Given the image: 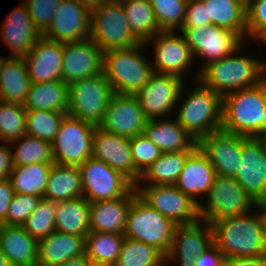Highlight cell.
<instances>
[{
  "label": "cell",
  "mask_w": 266,
  "mask_h": 266,
  "mask_svg": "<svg viewBox=\"0 0 266 266\" xmlns=\"http://www.w3.org/2000/svg\"><path fill=\"white\" fill-rule=\"evenodd\" d=\"M213 243L228 258L266 256L264 221L255 211L211 223Z\"/></svg>",
  "instance_id": "cell-1"
},
{
  "label": "cell",
  "mask_w": 266,
  "mask_h": 266,
  "mask_svg": "<svg viewBox=\"0 0 266 266\" xmlns=\"http://www.w3.org/2000/svg\"><path fill=\"white\" fill-rule=\"evenodd\" d=\"M222 130L245 137L266 133V78L222 96Z\"/></svg>",
  "instance_id": "cell-2"
},
{
  "label": "cell",
  "mask_w": 266,
  "mask_h": 266,
  "mask_svg": "<svg viewBox=\"0 0 266 266\" xmlns=\"http://www.w3.org/2000/svg\"><path fill=\"white\" fill-rule=\"evenodd\" d=\"M243 46L233 54L206 65L199 72L198 80L221 96L262 82L266 78V61L242 55L239 50Z\"/></svg>",
  "instance_id": "cell-3"
},
{
  "label": "cell",
  "mask_w": 266,
  "mask_h": 266,
  "mask_svg": "<svg viewBox=\"0 0 266 266\" xmlns=\"http://www.w3.org/2000/svg\"><path fill=\"white\" fill-rule=\"evenodd\" d=\"M196 83L184 98L185 89L182 88L178 100L181 104L177 103L180 106L176 107L175 119L198 142L209 133L221 129L222 96L205 87L199 80Z\"/></svg>",
  "instance_id": "cell-4"
},
{
  "label": "cell",
  "mask_w": 266,
  "mask_h": 266,
  "mask_svg": "<svg viewBox=\"0 0 266 266\" xmlns=\"http://www.w3.org/2000/svg\"><path fill=\"white\" fill-rule=\"evenodd\" d=\"M147 47L140 43L128 49L112 50L103 55V73L114 93L135 95L154 73L143 55Z\"/></svg>",
  "instance_id": "cell-5"
},
{
  "label": "cell",
  "mask_w": 266,
  "mask_h": 266,
  "mask_svg": "<svg viewBox=\"0 0 266 266\" xmlns=\"http://www.w3.org/2000/svg\"><path fill=\"white\" fill-rule=\"evenodd\" d=\"M176 227L172 220L153 209L136 194L130 206L124 236L154 246L166 256L171 249Z\"/></svg>",
  "instance_id": "cell-6"
},
{
  "label": "cell",
  "mask_w": 266,
  "mask_h": 266,
  "mask_svg": "<svg viewBox=\"0 0 266 266\" xmlns=\"http://www.w3.org/2000/svg\"><path fill=\"white\" fill-rule=\"evenodd\" d=\"M90 39L104 53L141 43L129 28L120 0H106L91 10Z\"/></svg>",
  "instance_id": "cell-7"
},
{
  "label": "cell",
  "mask_w": 266,
  "mask_h": 266,
  "mask_svg": "<svg viewBox=\"0 0 266 266\" xmlns=\"http://www.w3.org/2000/svg\"><path fill=\"white\" fill-rule=\"evenodd\" d=\"M205 196L206 201L198 203V212L200 220L209 224L222 218L244 215L257 208L236 178L216 175Z\"/></svg>",
  "instance_id": "cell-8"
},
{
  "label": "cell",
  "mask_w": 266,
  "mask_h": 266,
  "mask_svg": "<svg viewBox=\"0 0 266 266\" xmlns=\"http://www.w3.org/2000/svg\"><path fill=\"white\" fill-rule=\"evenodd\" d=\"M113 94L103 72L74 81L69 84L67 115L99 126Z\"/></svg>",
  "instance_id": "cell-9"
},
{
  "label": "cell",
  "mask_w": 266,
  "mask_h": 266,
  "mask_svg": "<svg viewBox=\"0 0 266 266\" xmlns=\"http://www.w3.org/2000/svg\"><path fill=\"white\" fill-rule=\"evenodd\" d=\"M180 34L185 38L193 58L203 59V63H200L202 67L193 76L196 80L206 65L233 54L247 42L238 33L210 23L197 27H181Z\"/></svg>",
  "instance_id": "cell-10"
},
{
  "label": "cell",
  "mask_w": 266,
  "mask_h": 266,
  "mask_svg": "<svg viewBox=\"0 0 266 266\" xmlns=\"http://www.w3.org/2000/svg\"><path fill=\"white\" fill-rule=\"evenodd\" d=\"M95 127L67 115L52 142L54 164L79 167L90 158Z\"/></svg>",
  "instance_id": "cell-11"
},
{
  "label": "cell",
  "mask_w": 266,
  "mask_h": 266,
  "mask_svg": "<svg viewBox=\"0 0 266 266\" xmlns=\"http://www.w3.org/2000/svg\"><path fill=\"white\" fill-rule=\"evenodd\" d=\"M79 169L83 197L90 203L122 197L135 187L121 172L93 157L88 158Z\"/></svg>",
  "instance_id": "cell-12"
},
{
  "label": "cell",
  "mask_w": 266,
  "mask_h": 266,
  "mask_svg": "<svg viewBox=\"0 0 266 266\" xmlns=\"http://www.w3.org/2000/svg\"><path fill=\"white\" fill-rule=\"evenodd\" d=\"M143 185L135 186L137 194L177 226L191 225L200 221L197 202L182 193L175 185H145L144 183Z\"/></svg>",
  "instance_id": "cell-13"
},
{
  "label": "cell",
  "mask_w": 266,
  "mask_h": 266,
  "mask_svg": "<svg viewBox=\"0 0 266 266\" xmlns=\"http://www.w3.org/2000/svg\"><path fill=\"white\" fill-rule=\"evenodd\" d=\"M184 84L178 76L154 72L135 96L148 119L164 118L176 109Z\"/></svg>",
  "instance_id": "cell-14"
},
{
  "label": "cell",
  "mask_w": 266,
  "mask_h": 266,
  "mask_svg": "<svg viewBox=\"0 0 266 266\" xmlns=\"http://www.w3.org/2000/svg\"><path fill=\"white\" fill-rule=\"evenodd\" d=\"M235 178L256 204L266 201V150L260 137L242 136Z\"/></svg>",
  "instance_id": "cell-15"
},
{
  "label": "cell",
  "mask_w": 266,
  "mask_h": 266,
  "mask_svg": "<svg viewBox=\"0 0 266 266\" xmlns=\"http://www.w3.org/2000/svg\"><path fill=\"white\" fill-rule=\"evenodd\" d=\"M91 10L77 0H60L45 38L61 43L90 39Z\"/></svg>",
  "instance_id": "cell-16"
},
{
  "label": "cell",
  "mask_w": 266,
  "mask_h": 266,
  "mask_svg": "<svg viewBox=\"0 0 266 266\" xmlns=\"http://www.w3.org/2000/svg\"><path fill=\"white\" fill-rule=\"evenodd\" d=\"M151 43L154 45L153 71L184 79L183 74L187 73L194 58L183 35L175 31H160L144 44L150 46Z\"/></svg>",
  "instance_id": "cell-17"
},
{
  "label": "cell",
  "mask_w": 266,
  "mask_h": 266,
  "mask_svg": "<svg viewBox=\"0 0 266 266\" xmlns=\"http://www.w3.org/2000/svg\"><path fill=\"white\" fill-rule=\"evenodd\" d=\"M91 157L104 161L114 170L121 172L135 186L139 183L141 174L133 163L130 138L118 136L96 126L92 138Z\"/></svg>",
  "instance_id": "cell-18"
},
{
  "label": "cell",
  "mask_w": 266,
  "mask_h": 266,
  "mask_svg": "<svg viewBox=\"0 0 266 266\" xmlns=\"http://www.w3.org/2000/svg\"><path fill=\"white\" fill-rule=\"evenodd\" d=\"M147 121L135 95L114 93L99 126L118 136L133 138L143 134Z\"/></svg>",
  "instance_id": "cell-19"
},
{
  "label": "cell",
  "mask_w": 266,
  "mask_h": 266,
  "mask_svg": "<svg viewBox=\"0 0 266 266\" xmlns=\"http://www.w3.org/2000/svg\"><path fill=\"white\" fill-rule=\"evenodd\" d=\"M197 146L208 158L216 175L235 178L241 159L242 135L220 129L202 137Z\"/></svg>",
  "instance_id": "cell-20"
},
{
  "label": "cell",
  "mask_w": 266,
  "mask_h": 266,
  "mask_svg": "<svg viewBox=\"0 0 266 266\" xmlns=\"http://www.w3.org/2000/svg\"><path fill=\"white\" fill-rule=\"evenodd\" d=\"M213 244L211 224L199 221L191 225L177 226L165 264L176 260L179 266H195L197 257L202 255ZM172 261V262H170Z\"/></svg>",
  "instance_id": "cell-21"
},
{
  "label": "cell",
  "mask_w": 266,
  "mask_h": 266,
  "mask_svg": "<svg viewBox=\"0 0 266 266\" xmlns=\"http://www.w3.org/2000/svg\"><path fill=\"white\" fill-rule=\"evenodd\" d=\"M104 52L91 40L63 43L62 81L71 84L103 72Z\"/></svg>",
  "instance_id": "cell-22"
},
{
  "label": "cell",
  "mask_w": 266,
  "mask_h": 266,
  "mask_svg": "<svg viewBox=\"0 0 266 266\" xmlns=\"http://www.w3.org/2000/svg\"><path fill=\"white\" fill-rule=\"evenodd\" d=\"M31 82L62 80L63 43L40 36L23 57Z\"/></svg>",
  "instance_id": "cell-23"
},
{
  "label": "cell",
  "mask_w": 266,
  "mask_h": 266,
  "mask_svg": "<svg viewBox=\"0 0 266 266\" xmlns=\"http://www.w3.org/2000/svg\"><path fill=\"white\" fill-rule=\"evenodd\" d=\"M40 36L23 2L7 15L0 26V38L11 51L8 57L23 58Z\"/></svg>",
  "instance_id": "cell-24"
},
{
  "label": "cell",
  "mask_w": 266,
  "mask_h": 266,
  "mask_svg": "<svg viewBox=\"0 0 266 266\" xmlns=\"http://www.w3.org/2000/svg\"><path fill=\"white\" fill-rule=\"evenodd\" d=\"M137 194L134 187L128 194L104 201L90 203L89 227L91 232L123 234L133 197Z\"/></svg>",
  "instance_id": "cell-25"
},
{
  "label": "cell",
  "mask_w": 266,
  "mask_h": 266,
  "mask_svg": "<svg viewBox=\"0 0 266 266\" xmlns=\"http://www.w3.org/2000/svg\"><path fill=\"white\" fill-rule=\"evenodd\" d=\"M216 172L206 155L197 147L188 157L174 184L182 193L200 203L214 183ZM201 196V200L198 198ZM197 197V198H196Z\"/></svg>",
  "instance_id": "cell-26"
},
{
  "label": "cell",
  "mask_w": 266,
  "mask_h": 266,
  "mask_svg": "<svg viewBox=\"0 0 266 266\" xmlns=\"http://www.w3.org/2000/svg\"><path fill=\"white\" fill-rule=\"evenodd\" d=\"M143 134L157 145L162 153L194 151L198 147L197 141L175 118L148 119Z\"/></svg>",
  "instance_id": "cell-27"
},
{
  "label": "cell",
  "mask_w": 266,
  "mask_h": 266,
  "mask_svg": "<svg viewBox=\"0 0 266 266\" xmlns=\"http://www.w3.org/2000/svg\"><path fill=\"white\" fill-rule=\"evenodd\" d=\"M86 239L58 231L38 241L37 266H59L66 261L85 255Z\"/></svg>",
  "instance_id": "cell-28"
},
{
  "label": "cell",
  "mask_w": 266,
  "mask_h": 266,
  "mask_svg": "<svg viewBox=\"0 0 266 266\" xmlns=\"http://www.w3.org/2000/svg\"><path fill=\"white\" fill-rule=\"evenodd\" d=\"M0 249L10 266H37L38 241L22 226L2 225Z\"/></svg>",
  "instance_id": "cell-29"
},
{
  "label": "cell",
  "mask_w": 266,
  "mask_h": 266,
  "mask_svg": "<svg viewBox=\"0 0 266 266\" xmlns=\"http://www.w3.org/2000/svg\"><path fill=\"white\" fill-rule=\"evenodd\" d=\"M207 13V24L238 33L247 40V8L242 0H201Z\"/></svg>",
  "instance_id": "cell-30"
},
{
  "label": "cell",
  "mask_w": 266,
  "mask_h": 266,
  "mask_svg": "<svg viewBox=\"0 0 266 266\" xmlns=\"http://www.w3.org/2000/svg\"><path fill=\"white\" fill-rule=\"evenodd\" d=\"M89 216L90 202L84 197L55 202V231L86 239L91 232Z\"/></svg>",
  "instance_id": "cell-31"
},
{
  "label": "cell",
  "mask_w": 266,
  "mask_h": 266,
  "mask_svg": "<svg viewBox=\"0 0 266 266\" xmlns=\"http://www.w3.org/2000/svg\"><path fill=\"white\" fill-rule=\"evenodd\" d=\"M31 79L23 58L7 57L0 73V100L24 104Z\"/></svg>",
  "instance_id": "cell-32"
},
{
  "label": "cell",
  "mask_w": 266,
  "mask_h": 266,
  "mask_svg": "<svg viewBox=\"0 0 266 266\" xmlns=\"http://www.w3.org/2000/svg\"><path fill=\"white\" fill-rule=\"evenodd\" d=\"M68 102L69 85L62 80L32 82L23 106L25 110H46L67 114Z\"/></svg>",
  "instance_id": "cell-33"
},
{
  "label": "cell",
  "mask_w": 266,
  "mask_h": 266,
  "mask_svg": "<svg viewBox=\"0 0 266 266\" xmlns=\"http://www.w3.org/2000/svg\"><path fill=\"white\" fill-rule=\"evenodd\" d=\"M83 197L81 171L78 166L53 164L43 199L62 202Z\"/></svg>",
  "instance_id": "cell-34"
},
{
  "label": "cell",
  "mask_w": 266,
  "mask_h": 266,
  "mask_svg": "<svg viewBox=\"0 0 266 266\" xmlns=\"http://www.w3.org/2000/svg\"><path fill=\"white\" fill-rule=\"evenodd\" d=\"M132 34L145 43L161 31L148 0H120Z\"/></svg>",
  "instance_id": "cell-35"
},
{
  "label": "cell",
  "mask_w": 266,
  "mask_h": 266,
  "mask_svg": "<svg viewBox=\"0 0 266 266\" xmlns=\"http://www.w3.org/2000/svg\"><path fill=\"white\" fill-rule=\"evenodd\" d=\"M192 152L179 151L162 153L141 175L138 184L147 182L146 185H174L184 168L187 157Z\"/></svg>",
  "instance_id": "cell-36"
},
{
  "label": "cell",
  "mask_w": 266,
  "mask_h": 266,
  "mask_svg": "<svg viewBox=\"0 0 266 266\" xmlns=\"http://www.w3.org/2000/svg\"><path fill=\"white\" fill-rule=\"evenodd\" d=\"M52 165L37 163L13 166L9 179L11 180L14 193L44 197Z\"/></svg>",
  "instance_id": "cell-37"
},
{
  "label": "cell",
  "mask_w": 266,
  "mask_h": 266,
  "mask_svg": "<svg viewBox=\"0 0 266 266\" xmlns=\"http://www.w3.org/2000/svg\"><path fill=\"white\" fill-rule=\"evenodd\" d=\"M124 240L123 234L90 232L86 236V257L91 263L114 266Z\"/></svg>",
  "instance_id": "cell-38"
},
{
  "label": "cell",
  "mask_w": 266,
  "mask_h": 266,
  "mask_svg": "<svg viewBox=\"0 0 266 266\" xmlns=\"http://www.w3.org/2000/svg\"><path fill=\"white\" fill-rule=\"evenodd\" d=\"M9 144L13 166L37 163L54 164L52 143L48 141L26 134L20 139L11 141ZM13 146L14 148L16 146V150H13Z\"/></svg>",
  "instance_id": "cell-39"
},
{
  "label": "cell",
  "mask_w": 266,
  "mask_h": 266,
  "mask_svg": "<svg viewBox=\"0 0 266 266\" xmlns=\"http://www.w3.org/2000/svg\"><path fill=\"white\" fill-rule=\"evenodd\" d=\"M165 256L154 246L125 238L114 266H163Z\"/></svg>",
  "instance_id": "cell-40"
},
{
  "label": "cell",
  "mask_w": 266,
  "mask_h": 266,
  "mask_svg": "<svg viewBox=\"0 0 266 266\" xmlns=\"http://www.w3.org/2000/svg\"><path fill=\"white\" fill-rule=\"evenodd\" d=\"M65 113L46 110H26V134L53 142Z\"/></svg>",
  "instance_id": "cell-41"
},
{
  "label": "cell",
  "mask_w": 266,
  "mask_h": 266,
  "mask_svg": "<svg viewBox=\"0 0 266 266\" xmlns=\"http://www.w3.org/2000/svg\"><path fill=\"white\" fill-rule=\"evenodd\" d=\"M26 135V110L22 104L0 101V141L10 143Z\"/></svg>",
  "instance_id": "cell-42"
},
{
  "label": "cell",
  "mask_w": 266,
  "mask_h": 266,
  "mask_svg": "<svg viewBox=\"0 0 266 266\" xmlns=\"http://www.w3.org/2000/svg\"><path fill=\"white\" fill-rule=\"evenodd\" d=\"M161 31H180L188 0H148Z\"/></svg>",
  "instance_id": "cell-43"
},
{
  "label": "cell",
  "mask_w": 266,
  "mask_h": 266,
  "mask_svg": "<svg viewBox=\"0 0 266 266\" xmlns=\"http://www.w3.org/2000/svg\"><path fill=\"white\" fill-rule=\"evenodd\" d=\"M22 227L39 241L55 231V202L42 199L37 208L27 217Z\"/></svg>",
  "instance_id": "cell-44"
},
{
  "label": "cell",
  "mask_w": 266,
  "mask_h": 266,
  "mask_svg": "<svg viewBox=\"0 0 266 266\" xmlns=\"http://www.w3.org/2000/svg\"><path fill=\"white\" fill-rule=\"evenodd\" d=\"M130 148L135 169L141 175L162 155L160 148L144 134L130 138Z\"/></svg>",
  "instance_id": "cell-45"
},
{
  "label": "cell",
  "mask_w": 266,
  "mask_h": 266,
  "mask_svg": "<svg viewBox=\"0 0 266 266\" xmlns=\"http://www.w3.org/2000/svg\"><path fill=\"white\" fill-rule=\"evenodd\" d=\"M42 199L43 197L39 196L14 193L8 207L7 217L2 221L3 224L22 226Z\"/></svg>",
  "instance_id": "cell-46"
},
{
  "label": "cell",
  "mask_w": 266,
  "mask_h": 266,
  "mask_svg": "<svg viewBox=\"0 0 266 266\" xmlns=\"http://www.w3.org/2000/svg\"><path fill=\"white\" fill-rule=\"evenodd\" d=\"M23 2L28 8L34 26L42 35L49 28L60 0H25Z\"/></svg>",
  "instance_id": "cell-47"
},
{
  "label": "cell",
  "mask_w": 266,
  "mask_h": 266,
  "mask_svg": "<svg viewBox=\"0 0 266 266\" xmlns=\"http://www.w3.org/2000/svg\"><path fill=\"white\" fill-rule=\"evenodd\" d=\"M247 37L258 42L266 38V0L247 7Z\"/></svg>",
  "instance_id": "cell-48"
},
{
  "label": "cell",
  "mask_w": 266,
  "mask_h": 266,
  "mask_svg": "<svg viewBox=\"0 0 266 266\" xmlns=\"http://www.w3.org/2000/svg\"><path fill=\"white\" fill-rule=\"evenodd\" d=\"M207 24V13L201 0H188L182 27H197Z\"/></svg>",
  "instance_id": "cell-49"
},
{
  "label": "cell",
  "mask_w": 266,
  "mask_h": 266,
  "mask_svg": "<svg viewBox=\"0 0 266 266\" xmlns=\"http://www.w3.org/2000/svg\"><path fill=\"white\" fill-rule=\"evenodd\" d=\"M225 259L224 255L213 243L202 255L197 257L195 266H224Z\"/></svg>",
  "instance_id": "cell-50"
},
{
  "label": "cell",
  "mask_w": 266,
  "mask_h": 266,
  "mask_svg": "<svg viewBox=\"0 0 266 266\" xmlns=\"http://www.w3.org/2000/svg\"><path fill=\"white\" fill-rule=\"evenodd\" d=\"M14 195L13 186L9 178L0 180V220L7 217L8 207Z\"/></svg>",
  "instance_id": "cell-51"
},
{
  "label": "cell",
  "mask_w": 266,
  "mask_h": 266,
  "mask_svg": "<svg viewBox=\"0 0 266 266\" xmlns=\"http://www.w3.org/2000/svg\"><path fill=\"white\" fill-rule=\"evenodd\" d=\"M13 168L12 153L9 143L0 145V180L10 178Z\"/></svg>",
  "instance_id": "cell-52"
},
{
  "label": "cell",
  "mask_w": 266,
  "mask_h": 266,
  "mask_svg": "<svg viewBox=\"0 0 266 266\" xmlns=\"http://www.w3.org/2000/svg\"><path fill=\"white\" fill-rule=\"evenodd\" d=\"M224 266H266V256L228 258Z\"/></svg>",
  "instance_id": "cell-53"
},
{
  "label": "cell",
  "mask_w": 266,
  "mask_h": 266,
  "mask_svg": "<svg viewBox=\"0 0 266 266\" xmlns=\"http://www.w3.org/2000/svg\"><path fill=\"white\" fill-rule=\"evenodd\" d=\"M90 263V260L86 257L85 254L80 257L70 259L59 266H89Z\"/></svg>",
  "instance_id": "cell-54"
},
{
  "label": "cell",
  "mask_w": 266,
  "mask_h": 266,
  "mask_svg": "<svg viewBox=\"0 0 266 266\" xmlns=\"http://www.w3.org/2000/svg\"><path fill=\"white\" fill-rule=\"evenodd\" d=\"M82 5L88 7L90 10L101 6L106 0H77Z\"/></svg>",
  "instance_id": "cell-55"
},
{
  "label": "cell",
  "mask_w": 266,
  "mask_h": 266,
  "mask_svg": "<svg viewBox=\"0 0 266 266\" xmlns=\"http://www.w3.org/2000/svg\"><path fill=\"white\" fill-rule=\"evenodd\" d=\"M258 208L260 209L263 221H264V227H265V238H266V201L262 202L260 204H257Z\"/></svg>",
  "instance_id": "cell-56"
},
{
  "label": "cell",
  "mask_w": 266,
  "mask_h": 266,
  "mask_svg": "<svg viewBox=\"0 0 266 266\" xmlns=\"http://www.w3.org/2000/svg\"><path fill=\"white\" fill-rule=\"evenodd\" d=\"M0 266H9L6 256L3 254L1 249H0Z\"/></svg>",
  "instance_id": "cell-57"
},
{
  "label": "cell",
  "mask_w": 266,
  "mask_h": 266,
  "mask_svg": "<svg viewBox=\"0 0 266 266\" xmlns=\"http://www.w3.org/2000/svg\"><path fill=\"white\" fill-rule=\"evenodd\" d=\"M257 1H260V0H242V2L244 3L245 7L247 8L249 5L257 2Z\"/></svg>",
  "instance_id": "cell-58"
},
{
  "label": "cell",
  "mask_w": 266,
  "mask_h": 266,
  "mask_svg": "<svg viewBox=\"0 0 266 266\" xmlns=\"http://www.w3.org/2000/svg\"><path fill=\"white\" fill-rule=\"evenodd\" d=\"M260 138H261L262 143H263V145H264V147H265V150H266V133L263 134L262 136H260Z\"/></svg>",
  "instance_id": "cell-59"
},
{
  "label": "cell",
  "mask_w": 266,
  "mask_h": 266,
  "mask_svg": "<svg viewBox=\"0 0 266 266\" xmlns=\"http://www.w3.org/2000/svg\"><path fill=\"white\" fill-rule=\"evenodd\" d=\"M6 59V57H1L0 56V73H1V68H2V66H3V62H4V60Z\"/></svg>",
  "instance_id": "cell-60"
},
{
  "label": "cell",
  "mask_w": 266,
  "mask_h": 266,
  "mask_svg": "<svg viewBox=\"0 0 266 266\" xmlns=\"http://www.w3.org/2000/svg\"><path fill=\"white\" fill-rule=\"evenodd\" d=\"M89 266H111V265L90 263Z\"/></svg>",
  "instance_id": "cell-61"
},
{
  "label": "cell",
  "mask_w": 266,
  "mask_h": 266,
  "mask_svg": "<svg viewBox=\"0 0 266 266\" xmlns=\"http://www.w3.org/2000/svg\"><path fill=\"white\" fill-rule=\"evenodd\" d=\"M2 225H3V222L0 220V230H1Z\"/></svg>",
  "instance_id": "cell-62"
},
{
  "label": "cell",
  "mask_w": 266,
  "mask_h": 266,
  "mask_svg": "<svg viewBox=\"0 0 266 266\" xmlns=\"http://www.w3.org/2000/svg\"><path fill=\"white\" fill-rule=\"evenodd\" d=\"M262 42L266 45V38Z\"/></svg>",
  "instance_id": "cell-63"
}]
</instances>
